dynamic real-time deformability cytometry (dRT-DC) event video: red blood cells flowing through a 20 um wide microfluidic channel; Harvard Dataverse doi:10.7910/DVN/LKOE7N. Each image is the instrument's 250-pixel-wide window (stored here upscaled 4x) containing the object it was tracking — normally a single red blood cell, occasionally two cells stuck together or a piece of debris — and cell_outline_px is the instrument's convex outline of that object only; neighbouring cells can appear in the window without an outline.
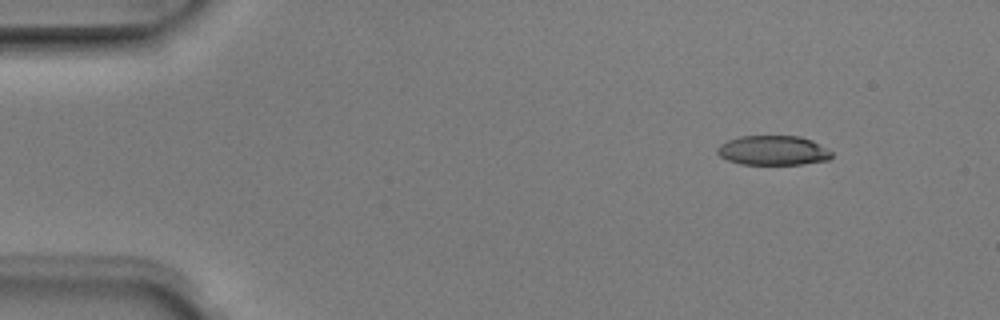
{"species": "Egyptian fruit bat (a non-hibernating species)", "species_latin": "Rousettus aegyptiacus", "temperature_condition": "room temperature", "stored_images_in_passage": 6, "camera_frame_rate_fps": 3000, "um_per_image_px": 0.085, "animal": {"sex": "male"}, "frame": {"image": 1, "passage_image": 1, "time_ms": 0.0, "image_size_px": [1000, 320], "cell_outline_px": [[832, 156], [828, 160], [804, 164], [740, 164], [728, 160], [720, 156], [716, 152], [716, 148], [720, 144], [728, 140], [740, 136], [800, 136], [812, 140], [832, 152]], "centroid_in_image_um": [65.7, 12.78], "position_along_channel_um": 19.3, "area_um2": 19.71}}
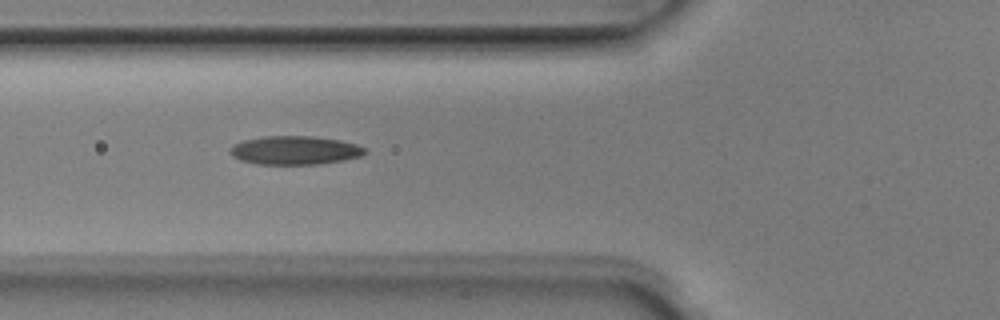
{"frame": {"image": 2, "passage_image": 4, "time_ms": 1.0, "image_size_px": [1000, 320], "cell_outline_px": [[368, 152], [360, 156], [344, 160], [316, 164], [256, 164], [240, 160], [232, 156], [228, 152], [228, 148], [244, 140], [264, 136], [312, 136], [340, 140], [356, 144], [364, 148]], "centroid_in_image_um": [25.04, 12.77], "position_along_channel_um": 100.8, "area_um2": 22.48}}
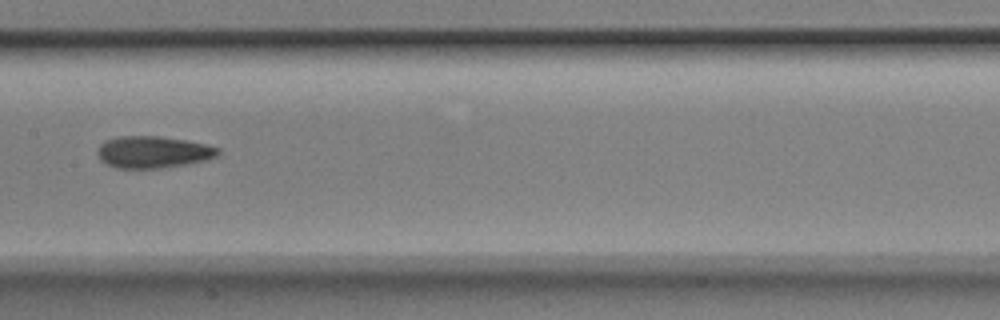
{"frame": {"image": 3, "passage_image": 6, "time_ms": 1.667, "image_size_px": [1000, 320], "cell_outline_px": [[220, 152], [216, 156], [208, 160], [188, 164], [160, 168], [116, 168], [100, 160], [96, 152], [100, 144], [104, 140], [120, 136], [160, 136], [208, 144], [220, 148]], "centroid_in_image_um": [13.02, 12.92], "position_along_channel_um": 194.4, "area_um2": 22.6}}